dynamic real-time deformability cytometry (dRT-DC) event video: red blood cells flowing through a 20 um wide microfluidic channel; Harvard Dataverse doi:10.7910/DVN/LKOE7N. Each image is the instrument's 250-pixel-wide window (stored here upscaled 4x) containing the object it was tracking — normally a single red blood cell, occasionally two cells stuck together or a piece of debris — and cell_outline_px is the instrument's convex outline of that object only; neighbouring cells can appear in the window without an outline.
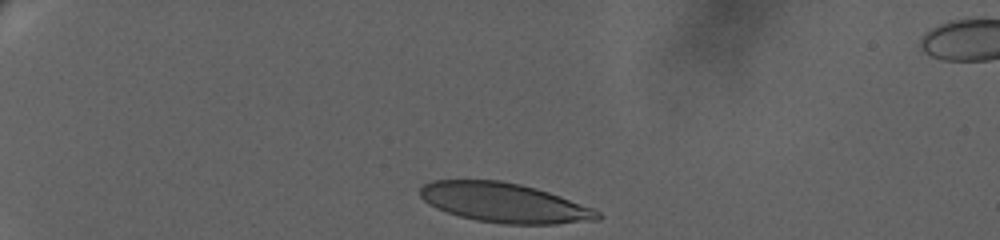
{"species": "human", "species_latin": "Homo sapiens", "temperature_condition": "warm", "stored_images_in_passage": 14, "camera_frame_rate_fps": 3000, "um_per_image_px": 0.085, "donor": {"sex": "female"}, "frame": {"image": 1, "passage_image": 1, "time_ms": 0.0, "image_size_px": [1000, 240], "cell_outline_px": [[604, 216], [600, 220], [556, 224], [500, 224], [476, 220], [460, 216], [436, 208], [428, 204], [420, 196], [420, 188], [424, 184], [432, 180], [500, 180], [520, 184], [536, 188], [560, 196], [592, 208], [600, 212]], "centroid_in_image_um": [42.87, 17.24], "position_along_channel_um": 42.1, "area_um2": 40.98}}